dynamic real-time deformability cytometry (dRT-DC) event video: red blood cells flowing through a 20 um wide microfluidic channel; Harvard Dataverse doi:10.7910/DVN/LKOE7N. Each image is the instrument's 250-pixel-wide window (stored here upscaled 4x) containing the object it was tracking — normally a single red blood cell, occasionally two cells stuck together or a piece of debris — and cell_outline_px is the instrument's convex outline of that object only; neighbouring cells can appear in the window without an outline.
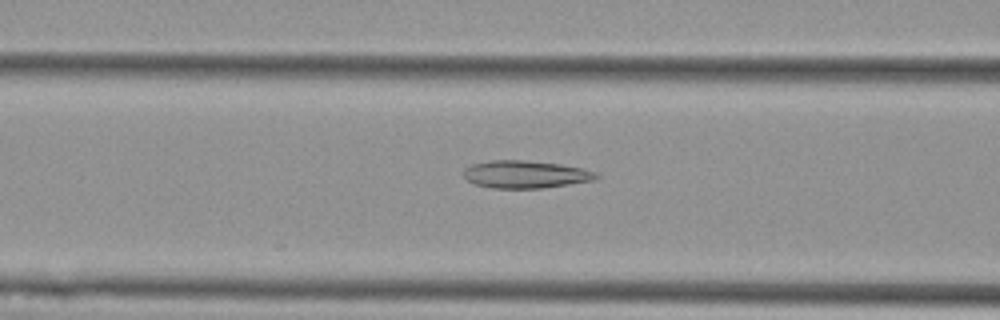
{"species": "Egyptian fruit bat (a non-hibernating species)", "species_latin": "Rousettus aegyptiacus", "temperature_condition": "cold", "stored_images_in_passage": 44, "camera_frame_rate_fps": 3000, "um_per_image_px": 0.085, "animal": {"sex": "female"}, "frame": {"image": 1, "passage_image": 10, "time_ms": 3.0, "image_size_px": [1000, 320], "cell_outline_px": [[600, 176], [596, 180], [544, 188], [492, 188], [476, 184], [468, 180], [464, 176], [464, 168], [472, 164], [492, 160], [524, 160], [560, 164], [580, 168], [596, 172]], "centroid_in_image_um": [44.68, 14.82], "position_along_channel_um": 121.9, "area_um2": 21.27}}
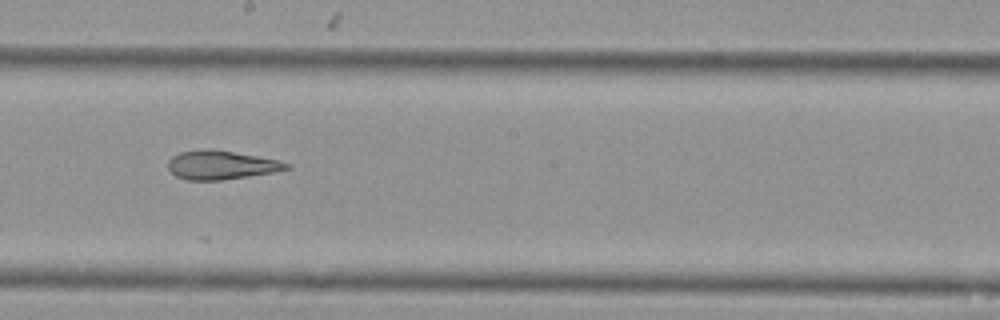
{"frame": {"image": 2, "passage_image": 19, "time_ms": 6.0, "image_size_px": [1000, 320], "cell_outline_px": [[292, 168], [276, 172], [220, 180], [184, 180], [176, 176], [168, 168], [168, 160], [172, 156], [180, 152], [204, 148], [212, 148], [280, 160], [292, 164]], "centroid_in_image_um": [18.82, 14.01], "position_along_channel_um": 229.4, "area_um2": 20.17}}
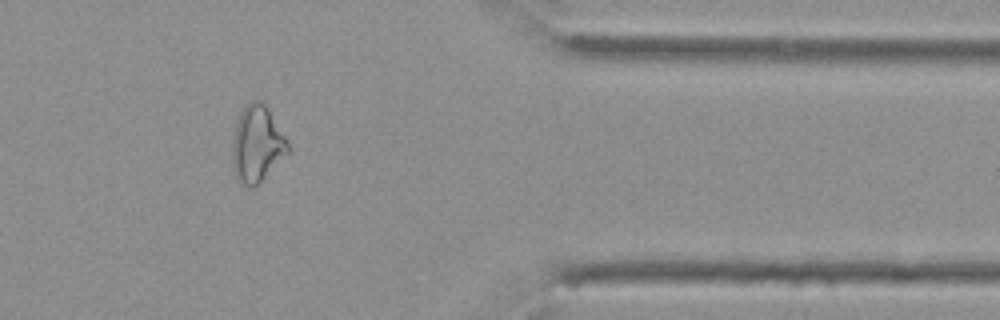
{"frame": {"image": 3, "passage_image": 34, "time_ms": 11.0, "image_size_px": [1000, 320], "cell_outline_px": [[292, 148], [252, 188], [248, 188], [240, 184], [236, 180], [232, 168], [232, 140], [236, 124], [240, 112], [252, 100], [260, 100], [268, 108]], "centroid_in_image_um": [21.81, 12.25], "position_along_channel_um": 389.6, "area_um2": 24.62}, "authors_computed_cell_mechanics": {"area_um2": 21.8773, "velocity_mm_per_s": 3.5911, "shape_relaxation_time_tau1_ms": null, "shape_relaxation_time_tau2_ms": 4.7073, "deformation_change_tau1": null, "deformation_change_tau2": 0.1447}}